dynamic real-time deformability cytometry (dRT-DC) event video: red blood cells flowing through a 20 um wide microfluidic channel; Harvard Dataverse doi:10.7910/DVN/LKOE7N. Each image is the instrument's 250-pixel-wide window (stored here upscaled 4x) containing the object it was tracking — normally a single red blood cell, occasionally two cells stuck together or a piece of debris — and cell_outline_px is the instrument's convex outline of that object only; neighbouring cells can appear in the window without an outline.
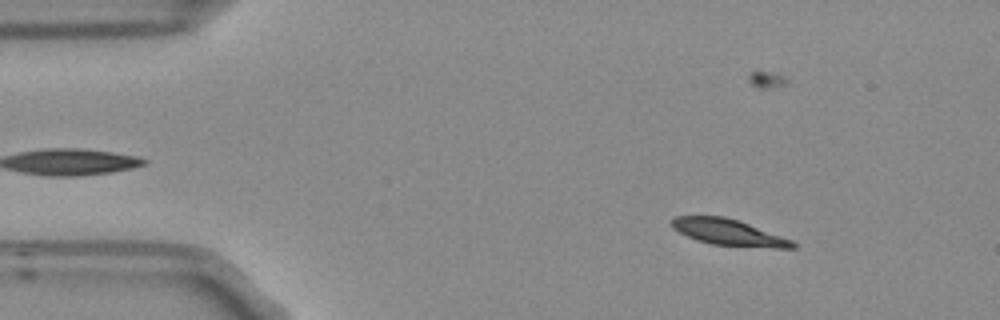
{"species": "Egyptian fruit bat (a non-hibernating species)", "species_latin": "Rousettus aegyptiacus", "temperature_condition": "room temperature", "stored_images_in_passage": 4, "camera_frame_rate_fps": 3000, "um_per_image_px": 0.085, "frame": {"image": 1, "passage_image": 2, "time_ms": 0.333, "image_size_px": [1000, 320], "cell_outline_px": [[796, 248], [772, 248], [712, 244], [696, 240], [672, 228], [672, 220], [676, 216], [724, 216], [748, 224], [792, 240], [796, 244]], "centroid_in_image_um": [61.93, 19.75], "position_along_channel_um": 23.1, "area_um2": 18.09}}